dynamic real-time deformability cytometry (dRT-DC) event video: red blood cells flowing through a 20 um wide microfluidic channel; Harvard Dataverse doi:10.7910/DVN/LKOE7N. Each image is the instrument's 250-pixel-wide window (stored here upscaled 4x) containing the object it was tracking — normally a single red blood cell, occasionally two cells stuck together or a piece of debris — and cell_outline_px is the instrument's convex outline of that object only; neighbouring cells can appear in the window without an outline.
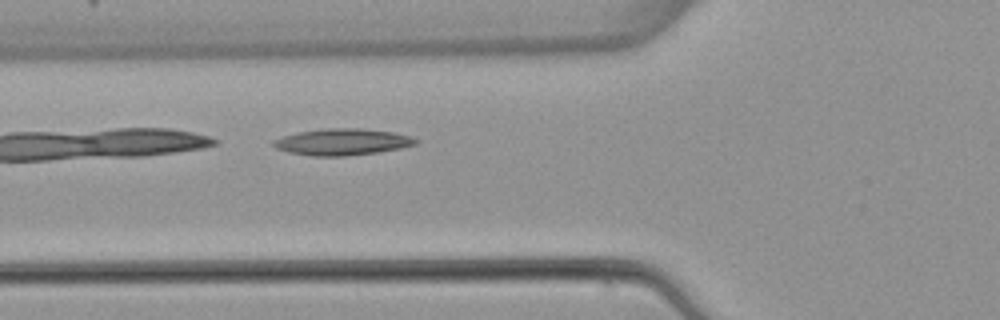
{"species": "common noctule bat (a hibernating species)", "species_latin": "Nyctalus noctula", "temperature_condition": "warm", "stored_images_in_passage": 5, "camera_frame_rate_fps": 3000, "um_per_image_px": 0.085, "animal": {"sex": "female", "body_mass_g": 22.7, "forearm_length_mm": 54.2}, "frame": {"image": 1, "passage_image": 5, "time_ms": 5.0, "image_size_px": [1000, 320], "cell_outline_px": [[420, 140], [416, 144], [400, 148], [376, 152], [344, 156], [312, 156], [288, 152], [276, 148], [272, 144], [272, 140], [284, 136], [300, 132], [324, 128], [360, 128], [392, 132], [412, 136]], "centroid_in_image_um": [29.1, 12.06], "position_along_channel_um": 96.7, "area_um2": 21.91}}